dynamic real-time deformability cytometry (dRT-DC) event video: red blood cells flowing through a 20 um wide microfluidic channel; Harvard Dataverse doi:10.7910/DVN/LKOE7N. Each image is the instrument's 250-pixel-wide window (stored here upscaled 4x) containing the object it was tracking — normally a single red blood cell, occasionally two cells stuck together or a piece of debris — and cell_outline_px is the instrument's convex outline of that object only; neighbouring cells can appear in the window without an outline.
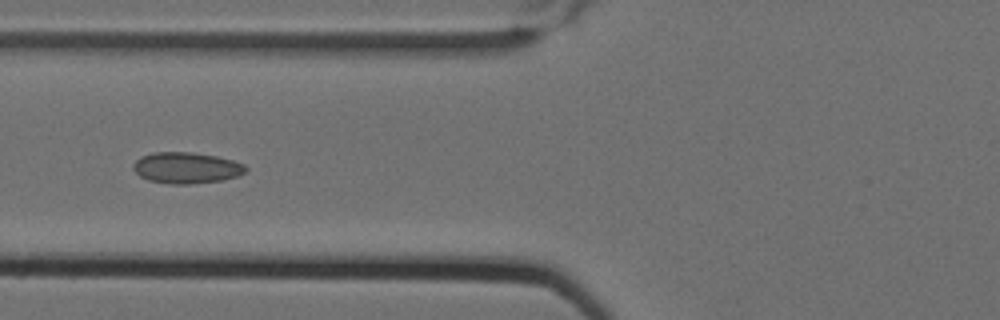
{"species": "Egyptian fruit bat (a non-hibernating species)", "species_latin": "Rousettus aegyptiacus", "temperature_condition": "cold", "stored_images_in_passage": 5, "camera_frame_rate_fps": 3000, "um_per_image_px": 0.085, "animal": {"sex": "female"}, "frame": {"image": 1, "passage_image": 5, "time_ms": 1.333, "image_size_px": [1000, 320], "cell_outline_px": [[248, 168], [240, 176], [220, 180], [192, 184], [172, 184], [148, 180], [140, 176], [132, 168], [132, 164], [140, 156], [152, 152], [192, 152], [216, 156], [232, 160], [244, 164]], "centroid_in_image_um": [15.83, 14.26], "position_along_channel_um": 110.0, "area_um2": 20.52}}